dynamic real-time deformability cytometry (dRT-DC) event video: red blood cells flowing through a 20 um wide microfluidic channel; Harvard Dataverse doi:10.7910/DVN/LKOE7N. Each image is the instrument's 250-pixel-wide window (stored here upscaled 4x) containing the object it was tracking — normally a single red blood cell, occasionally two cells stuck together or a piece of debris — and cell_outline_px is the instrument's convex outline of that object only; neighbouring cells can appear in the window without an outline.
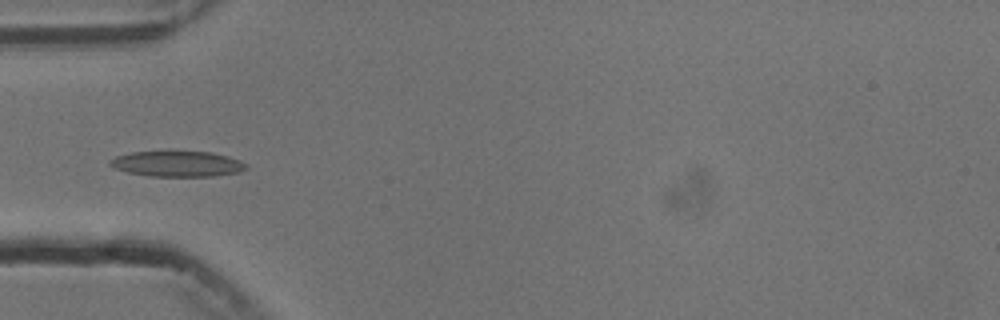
{"species": "common noctule bat (a hibernating species)", "species_latin": "Nyctalus noctula", "temperature_condition": "cold", "stored_images_in_passage": 5, "camera_frame_rate_fps": 3000, "um_per_image_px": 0.085, "animal": {"sex": "male", "body_mass_g": 13.3}, "frame": {"image": 1, "passage_image": 5, "time_ms": 4.333, "image_size_px": [1000, 320], "cell_outline_px": [[248, 168], [240, 172], [216, 176], [148, 176], [128, 172], [112, 168], [108, 164], [108, 160], [116, 156], [132, 152], [212, 152], [228, 156], [240, 160], [248, 164]], "centroid_in_image_um": [15.09, 13.93], "position_along_channel_um": 69.9, "area_um2": 20.4}}